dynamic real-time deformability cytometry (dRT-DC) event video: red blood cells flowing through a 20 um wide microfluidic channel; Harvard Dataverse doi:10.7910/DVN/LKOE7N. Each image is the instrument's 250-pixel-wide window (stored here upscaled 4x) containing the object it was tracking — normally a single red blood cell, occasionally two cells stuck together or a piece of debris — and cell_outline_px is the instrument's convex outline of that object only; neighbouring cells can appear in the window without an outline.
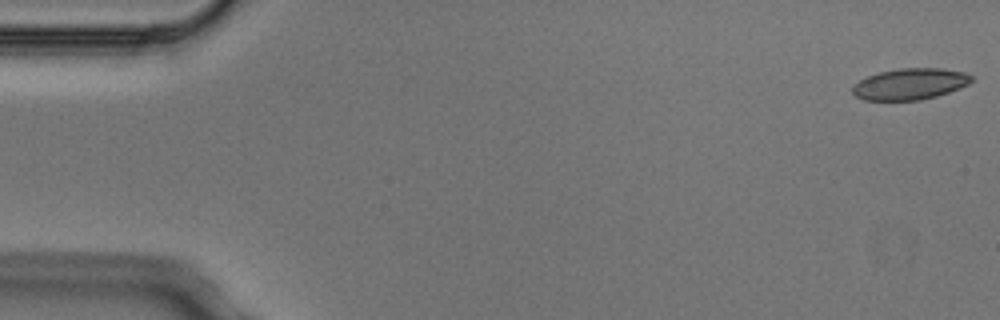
{"species": "Egyptian fruit bat (a non-hibernating species)", "species_latin": "Rousettus aegyptiacus", "temperature_condition": "cold", "stored_images_in_passage": 5, "camera_frame_rate_fps": 3000, "um_per_image_px": 0.085, "animal": {"sex": "male"}, "frame": {"image": 1, "passage_image": 1, "time_ms": 0.0, "image_size_px": [1000, 320], "cell_outline_px": [[972, 80], [968, 84], [948, 92], [936, 96], [920, 100], [864, 100], [856, 96], [852, 92], [852, 84], [868, 76], [880, 72], [900, 68], [940, 68], [964, 72], [972, 76]], "centroid_in_image_um": [77.32, 7.14], "position_along_channel_um": 7.7, "area_um2": 21.56}}
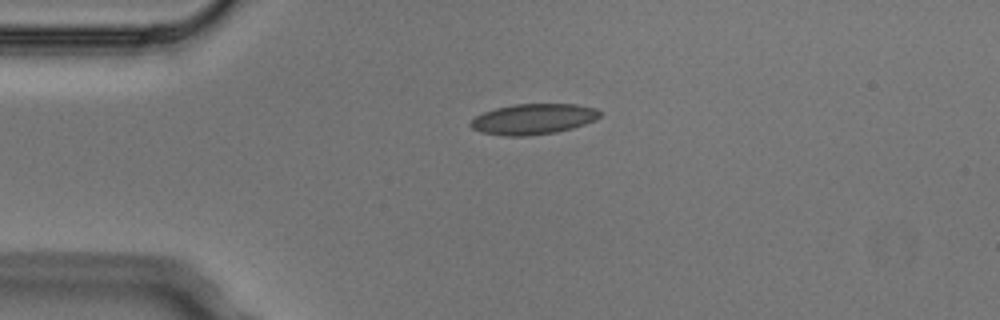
{"frame": {"image": 2, "passage_image": 4, "time_ms": 1.0, "image_size_px": [1000, 320], "cell_outline_px": [[600, 116], [596, 120], [572, 128], [556, 132], [528, 136], [504, 136], [480, 132], [472, 128], [468, 124], [476, 116], [484, 112], [496, 108], [512, 104], [576, 104], [596, 108], [600, 112]], "centroid_in_image_um": [45.32, 10.12], "position_along_channel_um": 39.7, "area_um2": 23.12}}